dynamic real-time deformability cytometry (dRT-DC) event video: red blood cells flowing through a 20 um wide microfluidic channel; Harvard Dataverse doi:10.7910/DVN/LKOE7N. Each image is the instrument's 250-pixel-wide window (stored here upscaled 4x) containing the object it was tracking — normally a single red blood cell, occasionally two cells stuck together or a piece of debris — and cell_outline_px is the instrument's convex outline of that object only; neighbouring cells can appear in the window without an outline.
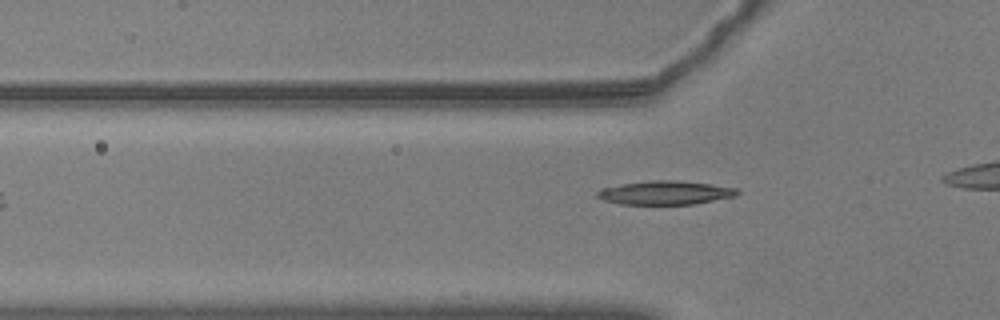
{"species": "common noctule bat (a hibernating species)", "species_latin": "Nyctalus noctula", "temperature_condition": "warm", "stored_images_in_passage": 15, "camera_frame_rate_fps": 3000, "um_per_image_px": 0.085, "animal": {"sex": "male", "body_mass_g": 20.5, "forearm_length_mm": 52.5}, "frame": {"image": 1, "passage_image": 5, "time_ms": 1.333, "image_size_px": [1000, 320], "cell_outline_px": [[740, 192], [736, 196], [696, 204], [620, 204], [604, 200], [596, 196], [596, 192], [600, 188], [648, 180], [676, 180], [712, 184], [736, 188]], "centroid_in_image_um": [56.56, 16.38], "position_along_channel_um": 69.2, "area_um2": 19.42}}
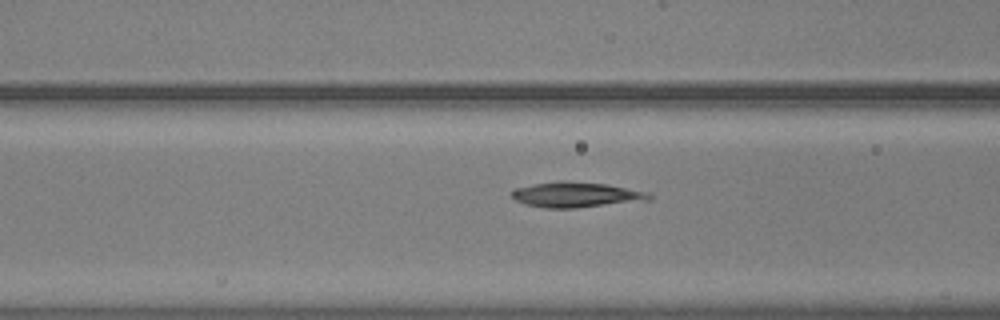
{"frame": {"image": 2, "passage_image": 9, "time_ms": 2.667, "image_size_px": [1000, 320], "cell_outline_px": [[652, 200], [576, 208], [544, 208], [524, 204], [516, 200], [512, 196], [512, 188], [532, 184], [560, 180], [564, 180], [608, 184], [648, 192], [652, 196]], "centroid_in_image_um": [48.97, 16.54], "position_along_channel_um": 117.6, "area_um2": 20.58}}
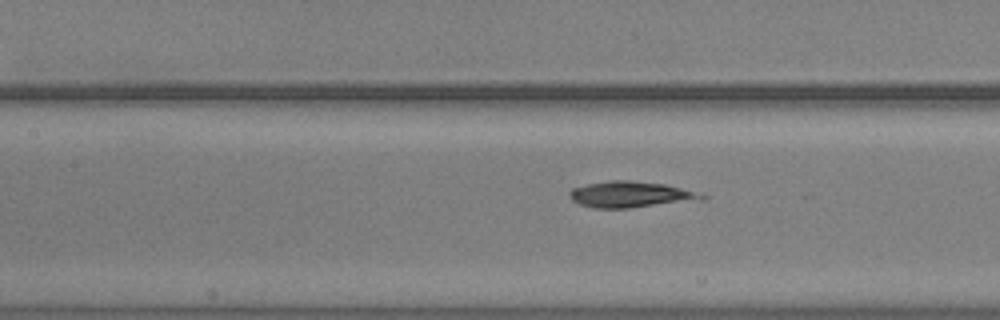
{"frame": {"image": 3, "passage_image": 12, "time_ms": 3.667, "image_size_px": [1000, 320], "cell_outline_px": [[708, 200], [628, 208], [592, 208], [580, 204], [572, 200], [568, 192], [572, 188], [588, 184], [612, 180], [628, 180], [664, 184], [704, 192], [708, 196]], "centroid_in_image_um": [53.74, 16.54], "position_along_channel_um": 153.7, "area_um2": 20.58}}